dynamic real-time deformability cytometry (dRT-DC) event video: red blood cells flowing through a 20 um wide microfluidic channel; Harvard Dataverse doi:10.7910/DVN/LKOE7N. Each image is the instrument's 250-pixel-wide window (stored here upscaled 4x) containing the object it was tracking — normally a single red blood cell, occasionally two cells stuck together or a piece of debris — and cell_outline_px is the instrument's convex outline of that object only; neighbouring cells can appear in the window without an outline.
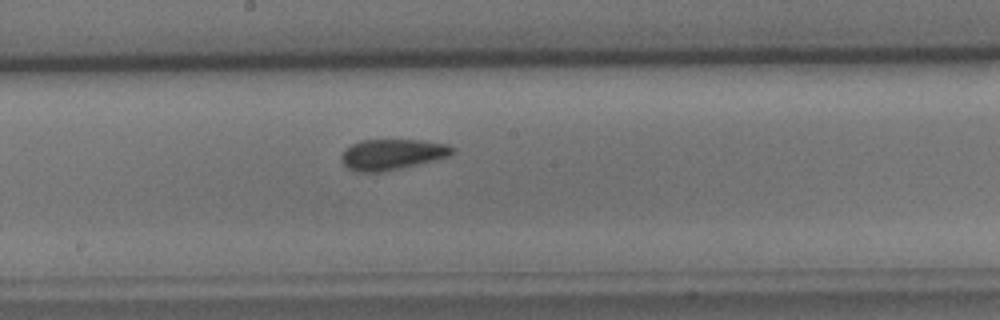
{"species": "common noctule bat (a hibernating species)", "species_latin": "Nyctalus noctula", "temperature_condition": "cold", "stored_images_in_passage": 7, "camera_frame_rate_fps": 3000, "um_per_image_px": 0.085, "animal": {"sex": "male", "body_mass_g": 15.6}, "frame": {"image": 1, "passage_image": 7, "time_ms": 8.0, "image_size_px": [1000, 320], "cell_outline_px": [[456, 152], [452, 156], [436, 160], [400, 168], [380, 172], [360, 172], [348, 168], [340, 160], [340, 156], [352, 144], [360, 140], [416, 140], [448, 144], [456, 148]], "centroid_in_image_um": [33.39, 13.12], "position_along_channel_um": 214.8, "area_um2": 19.88}}